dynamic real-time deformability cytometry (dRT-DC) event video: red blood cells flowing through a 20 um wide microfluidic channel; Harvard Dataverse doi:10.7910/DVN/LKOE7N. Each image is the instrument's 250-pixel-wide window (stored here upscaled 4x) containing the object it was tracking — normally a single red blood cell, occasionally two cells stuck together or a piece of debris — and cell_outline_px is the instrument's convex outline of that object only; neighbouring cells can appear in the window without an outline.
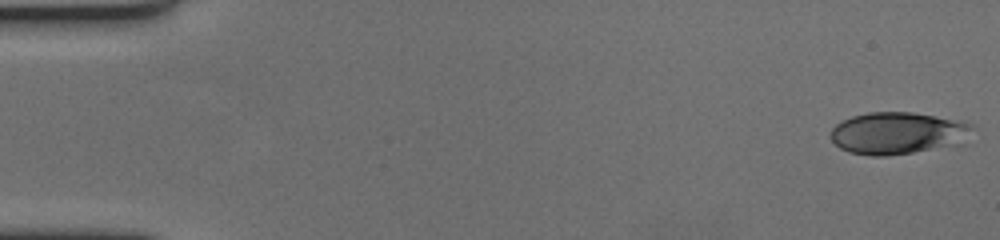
{"species": "human", "species_latin": "Homo sapiens", "temperature_condition": "cold", "stored_images_in_passage": 60, "camera_frame_rate_fps": 3000, "um_per_image_px": 0.085, "donor": {"sex": "female"}, "frame": {"image": 1, "passage_image": 1, "time_ms": 0.0, "image_size_px": [1000, 240], "cell_outline_px": [[976, 128], [964, 144], [888, 156], [872, 156], [848, 152], [840, 148], [832, 140], [832, 128], [836, 124], [852, 116], [868, 112], [912, 112], [964, 120], [972, 124]], "centroid_in_image_um": [76.41, 11.31], "position_along_channel_um": 8.6, "area_um2": 35.32}}
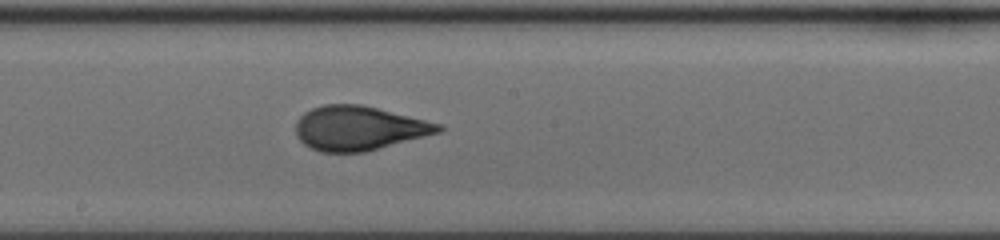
{"frame": {"image": 2, "passage_image": 33, "time_ms": 10.667, "image_size_px": [1000, 240], "cell_outline_px": [[444, 128], [440, 132], [364, 152], [320, 152], [304, 144], [296, 136], [296, 120], [304, 112], [312, 108], [324, 104], [360, 104], [444, 124]], "centroid_in_image_um": [30.49, 10.89], "position_along_channel_um": 217.7, "area_um2": 36.76}}
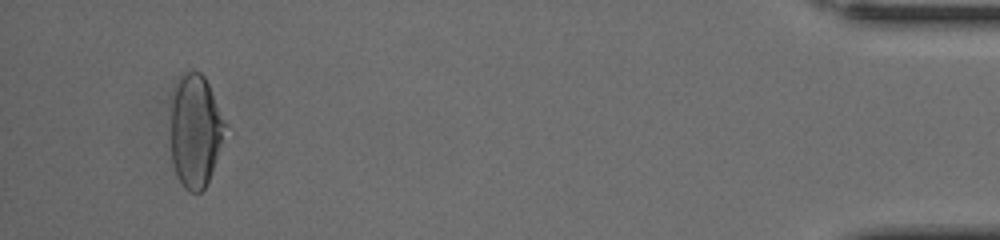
{"frame": {"image": 3, "passage_image": 57, "time_ms": 18.667, "image_size_px": [1000, 240], "cell_outline_px": [[228, 124], [208, 180], [204, 188], [200, 192], [188, 192], [184, 188], [176, 176], [172, 164], [168, 124], [172, 88], [180, 76], [184, 72], [200, 72], [204, 76]], "centroid_in_image_um": [16.54, 11.09], "position_along_channel_um": 418.7, "area_um2": 36.76}, "authors_computed_cell_mechanics": {"area_um2": 36.1539, "velocity_mm_per_s": 3.4443, "shape_relaxation_time_tau1_ms": 6.9064, "shape_relaxation_time_tau2_ms": 0.8146, "deformation_change_tau1": 0.2052, "deformation_change_tau2": 0.0685}}